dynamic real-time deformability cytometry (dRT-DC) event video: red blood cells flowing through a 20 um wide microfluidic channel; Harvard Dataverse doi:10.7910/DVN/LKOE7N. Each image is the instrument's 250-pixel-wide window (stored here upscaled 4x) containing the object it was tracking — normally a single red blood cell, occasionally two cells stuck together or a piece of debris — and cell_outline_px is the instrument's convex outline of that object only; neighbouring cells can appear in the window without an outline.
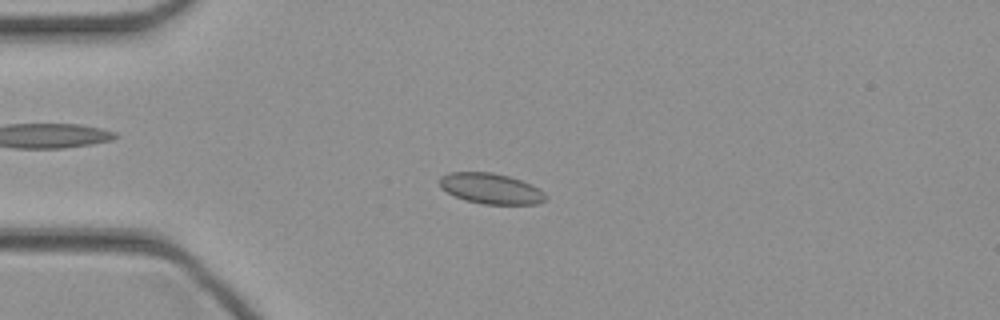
{"species": "common noctule bat (a hibernating species)", "species_latin": "Nyctalus noctula", "temperature_condition": "cold", "stored_images_in_passage": 45, "camera_frame_rate_fps": 3000, "um_per_image_px": 0.085, "animal": {"sex": "female", "body_mass_g": 21.9}, "frame": {"image": 1, "passage_image": 11, "time_ms": 3.333, "image_size_px": [1000, 320], "cell_outline_px": [[548, 200], [536, 204], [484, 204], [464, 200], [440, 188], [440, 176], [448, 172], [492, 172], [508, 176], [532, 184], [540, 188], [548, 196]], "centroid_in_image_um": [41.76, 16.03], "position_along_channel_um": 43.2, "area_um2": 19.07}}
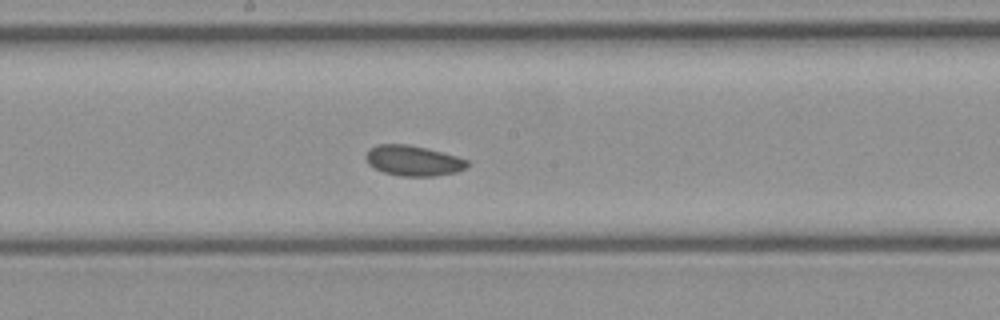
{"frame": {"image": 2, "passage_image": 24, "time_ms": 7.667, "image_size_px": [1000, 320], "cell_outline_px": [[468, 164], [464, 168], [456, 172], [436, 176], [400, 176], [384, 172], [368, 164], [364, 156], [368, 148], [376, 144], [408, 144], [456, 156], [468, 160]], "centroid_in_image_um": [35.07, 13.65], "position_along_channel_um": 213.1, "area_um2": 17.86}}
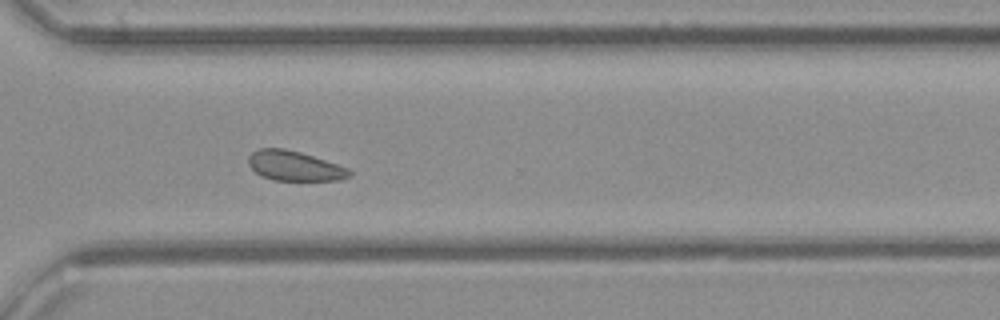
{"frame": {"image": 3, "passage_image": 33, "time_ms": 10.667, "image_size_px": [1000, 320], "cell_outline_px": [[352, 172], [348, 176], [340, 180], [272, 180], [260, 176], [248, 164], [248, 156], [256, 148], [284, 148], [300, 152], [348, 168]], "centroid_in_image_um": [24.97, 14.1], "position_along_channel_um": 345.6, "area_um2": 17.46}}